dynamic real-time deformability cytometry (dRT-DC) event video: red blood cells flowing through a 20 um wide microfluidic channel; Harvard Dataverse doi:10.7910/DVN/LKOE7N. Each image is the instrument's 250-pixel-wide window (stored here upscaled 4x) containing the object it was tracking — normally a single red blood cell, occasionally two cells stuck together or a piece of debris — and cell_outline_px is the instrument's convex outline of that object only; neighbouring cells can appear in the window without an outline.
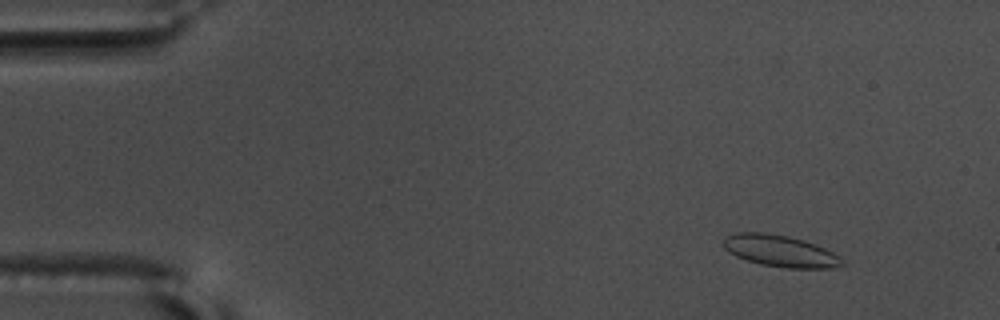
{"species": "common noctule bat (a hibernating species)", "species_latin": "Nyctalus noctula", "temperature_condition": "warm", "stored_images_in_passage": 54, "camera_frame_rate_fps": 3000, "um_per_image_px": 0.085, "animal": {"sex": "male", "body_mass_g": 17.5, "forearm_length_mm": 52.3}, "frame": {"image": 1, "passage_image": 3, "time_ms": 0.667, "image_size_px": [1000, 320], "cell_outline_px": [[844, 264], [832, 268], [784, 268], [760, 264], [736, 256], [728, 252], [720, 244], [724, 236], [736, 232], [764, 232], [788, 236], [804, 240], [824, 248], [832, 252], [844, 260]], "centroid_in_image_um": [66.25, 21.32], "position_along_channel_um": 18.7, "area_um2": 22.08}}
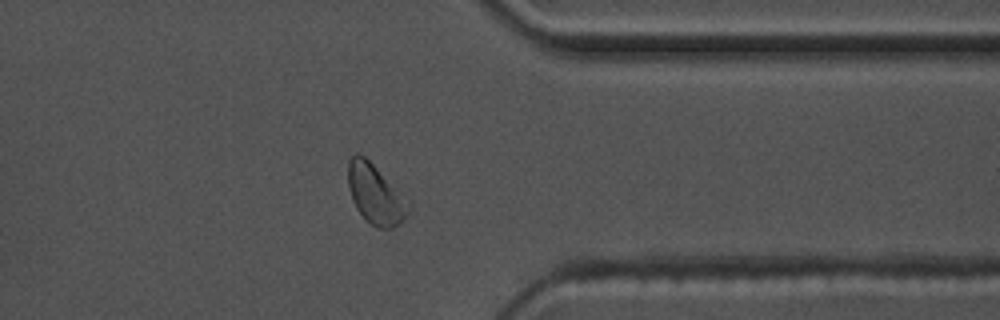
{"frame": {"image": 2, "passage_image": 42, "time_ms": 13.667, "image_size_px": [1000, 320], "cell_outline_px": [[412, 204], [404, 220], [392, 228], [376, 228], [364, 220], [356, 208], [352, 200], [348, 184], [348, 160], [356, 152], [360, 152], [404, 192], [412, 200]], "centroid_in_image_um": [31.96, 16.5], "position_along_channel_um": 379.4, "area_um2": 21.85}}
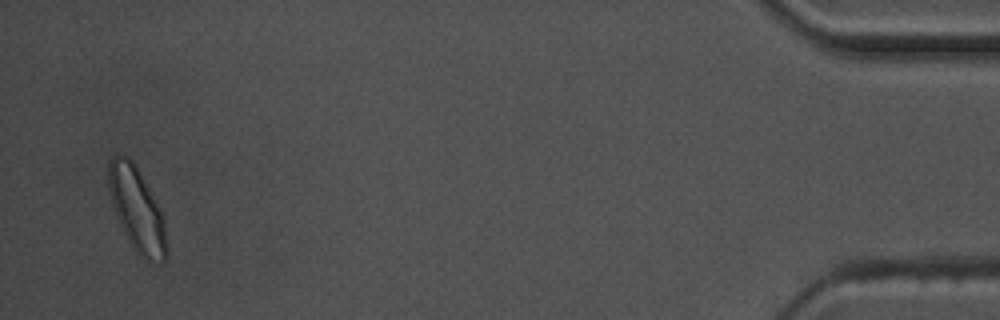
{"frame": {"image": 3, "passage_image": 52, "time_ms": 17.0, "image_size_px": [1000, 320], "cell_outline_px": [[168, 256], [160, 264], [144, 260], [132, 248], [116, 216], [108, 192], [108, 160], [116, 152], [128, 156], [132, 160], [152, 196], [164, 220], [168, 248]], "centroid_in_image_um": [11.61, 17.84], "position_along_channel_um": 423.6, "area_um2": 28.5}, "authors_computed_cell_mechanics": {"area_um2": 20.5768, "velocity_mm_per_s": 3.6106, "shape_relaxation_time_tau1_ms": 3.3471, "shape_relaxation_time_tau2_ms": 1.3854, "deformation_change_tau1": 0.0815, "deformation_change_tau2": 0.0686}}